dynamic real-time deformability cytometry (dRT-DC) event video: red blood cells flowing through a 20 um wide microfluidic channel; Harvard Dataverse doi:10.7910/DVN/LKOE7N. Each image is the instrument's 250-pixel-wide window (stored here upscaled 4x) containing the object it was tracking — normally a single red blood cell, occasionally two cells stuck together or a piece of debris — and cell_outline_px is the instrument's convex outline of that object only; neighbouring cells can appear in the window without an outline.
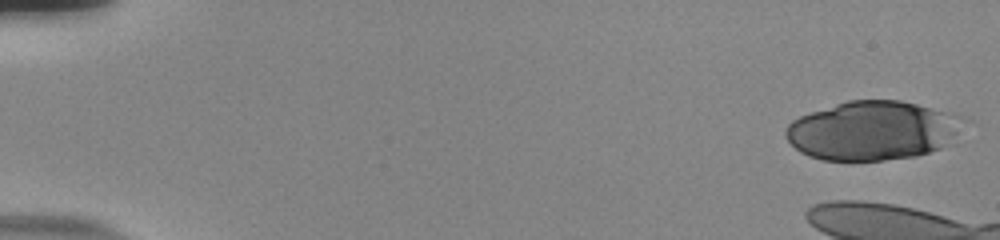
{"species": "human", "species_latin": "Homo sapiens", "temperature_condition": "room temperature", "stored_images_in_passage": 22, "camera_frame_rate_fps": 3000, "um_per_image_px": 0.085, "donor": {"sex": "male"}, "frame": {"image": 1, "passage_image": 1, "time_ms": 0.0, "image_size_px": [1000, 240], "cell_outline_px": [[972, 120], [952, 144], [916, 156], [884, 160], [824, 160], [808, 156], [800, 152], [784, 136], [784, 132], [788, 124], [792, 120], [800, 116], [848, 100], [900, 100], [916, 104], [960, 116]], "centroid_in_image_um": [74.25, 11.1], "position_along_channel_um": 10.7, "area_um2": 61.73}}